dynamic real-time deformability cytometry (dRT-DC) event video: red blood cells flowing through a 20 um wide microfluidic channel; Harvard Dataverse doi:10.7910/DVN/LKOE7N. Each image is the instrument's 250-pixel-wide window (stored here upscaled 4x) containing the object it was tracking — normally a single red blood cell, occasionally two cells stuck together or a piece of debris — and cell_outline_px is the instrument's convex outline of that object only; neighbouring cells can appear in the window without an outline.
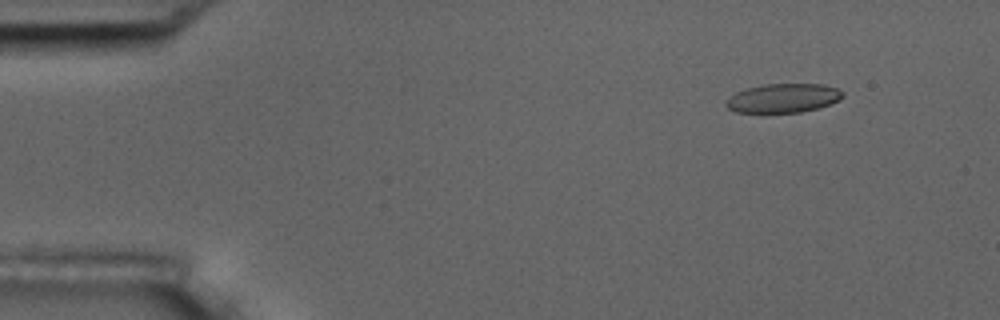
{"species": "common noctule bat (a hibernating species)", "species_latin": "Nyctalus noctula", "temperature_condition": "room temperature", "stored_images_in_passage": 5, "camera_frame_rate_fps": 3000, "um_per_image_px": 0.085, "animal": {"sex": "male", "body_mass_g": 17.5, "forearm_length_mm": 52.3}, "frame": {"image": 1, "passage_image": 2, "time_ms": 0.333, "image_size_px": [1000, 320], "cell_outline_px": [[844, 96], [840, 100], [820, 108], [800, 112], [764, 116], [760, 116], [736, 112], [728, 108], [724, 104], [724, 100], [728, 96], [744, 88], [764, 84], [824, 84], [836, 88], [844, 92]], "centroid_in_image_um": [66.49, 8.39], "position_along_channel_um": 18.5, "area_um2": 20.98}}
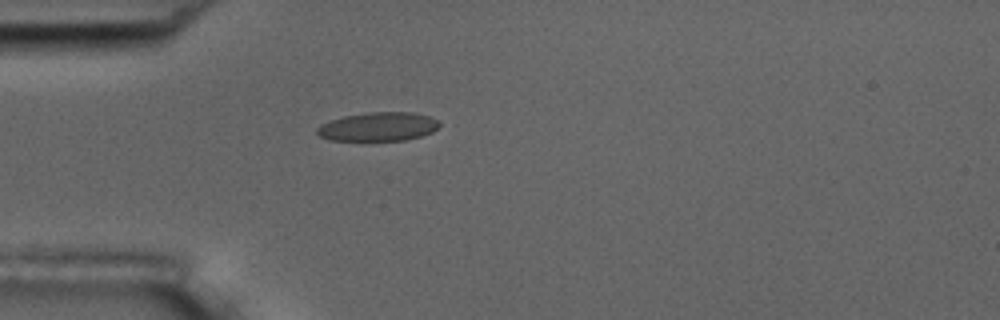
{"frame": {"image": 2, "passage_image": 5, "time_ms": 1.333, "image_size_px": [1000, 320], "cell_outline_px": [[440, 124], [432, 132], [420, 136], [404, 140], [328, 140], [320, 136], [316, 132], [316, 128], [320, 124], [344, 116], [368, 112], [412, 112], [428, 116], [436, 120]], "centroid_in_image_um": [32.11, 10.76], "position_along_channel_um": 52.9, "area_um2": 20.35}}